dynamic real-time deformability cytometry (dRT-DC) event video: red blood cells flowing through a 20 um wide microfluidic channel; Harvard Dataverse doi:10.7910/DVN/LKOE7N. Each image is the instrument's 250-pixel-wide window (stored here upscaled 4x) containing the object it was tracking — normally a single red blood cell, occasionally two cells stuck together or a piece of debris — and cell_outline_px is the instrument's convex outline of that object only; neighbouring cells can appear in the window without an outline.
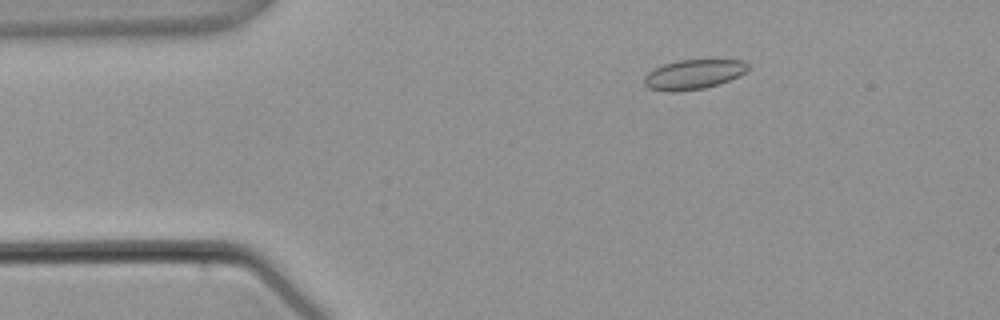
{"species": "common noctule bat (a hibernating species)", "species_latin": "Nyctalus noctula", "temperature_condition": "warm", "stored_images_in_passage": 3, "camera_frame_rate_fps": 3000, "um_per_image_px": 0.085, "animal": {"sex": "male", "body_mass_g": 21.5, "forearm_length_mm": 52.0}, "frame": {"image": 1, "passage_image": 2, "time_ms": 1.333, "image_size_px": [1000, 320], "cell_outline_px": [[748, 68], [740, 76], [704, 88], [676, 92], [668, 92], [648, 88], [644, 84], [644, 76], [648, 72], [664, 64], [676, 60], [744, 60], [748, 64]], "centroid_in_image_um": [58.92, 6.32], "position_along_channel_um": 26.1, "area_um2": 17.86}}